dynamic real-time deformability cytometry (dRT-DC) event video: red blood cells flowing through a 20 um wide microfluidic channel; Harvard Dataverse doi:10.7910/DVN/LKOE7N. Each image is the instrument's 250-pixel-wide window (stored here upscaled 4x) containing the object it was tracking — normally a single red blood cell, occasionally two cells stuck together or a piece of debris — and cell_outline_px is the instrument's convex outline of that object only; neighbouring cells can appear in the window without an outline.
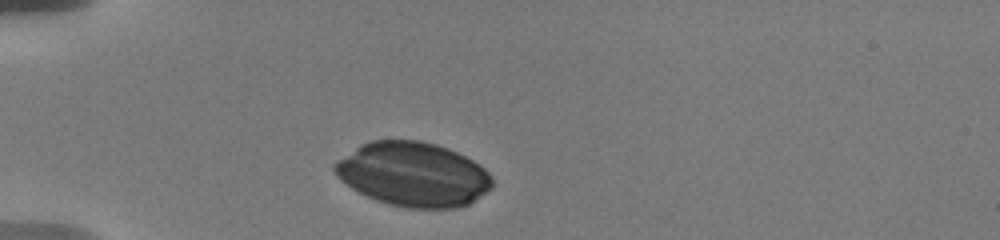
{"species": "human", "species_latin": "Homo sapiens", "temperature_condition": "warm", "stored_images_in_passage": 23, "camera_frame_rate_fps": 3000, "um_per_image_px": 0.085, "donor": {"sex": "male"}, "frame": {"image": 1, "passage_image": 1, "time_ms": 0.0, "image_size_px": [1000, 240], "cell_outline_px": [[492, 188], [468, 204], [456, 208], [408, 208], [388, 204], [376, 200], [352, 188], [340, 180], [336, 176], [332, 168], [332, 164], [336, 160], [360, 144], [368, 140], [420, 140], [436, 144], [448, 148], [472, 160], [484, 168], [492, 176]], "centroid_in_image_um": [35.08, 14.81], "position_along_channel_um": 49.9, "area_um2": 59.19}}
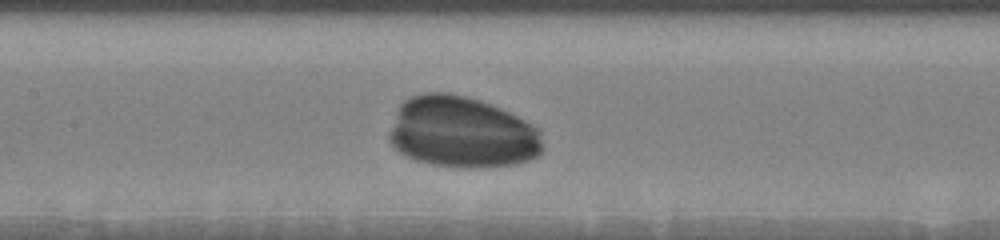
{"frame": {"image": 2, "passage_image": 6, "time_ms": 4.0, "image_size_px": [1000, 240], "cell_outline_px": [[544, 148], [532, 160], [516, 164], [480, 168], [464, 168], [432, 164], [416, 160], [404, 156], [388, 140], [388, 136], [396, 112], [400, 104], [404, 100], [412, 96], [424, 92], [448, 92], [480, 100], [492, 104], [524, 120], [536, 128], [540, 132], [544, 144]], "centroid_in_image_um": [39.26, 11.26], "position_along_channel_um": 168.1, "area_um2": 64.16}}
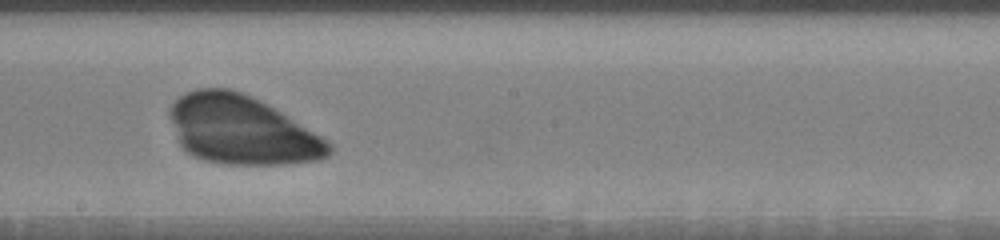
{"frame": {"image": 3, "passage_image": 10, "time_ms": 5.667, "image_size_px": [1000, 240], "cell_outline_px": [[332, 152], [328, 156], [320, 160], [288, 164], [220, 164], [204, 160], [184, 152], [180, 144], [168, 116], [168, 108], [184, 92], [196, 88], [232, 88], [252, 96], [280, 112], [328, 140], [332, 144]], "centroid_in_image_um": [20.51, 11.06], "position_along_channel_um": 227.7, "area_um2": 64.04}}